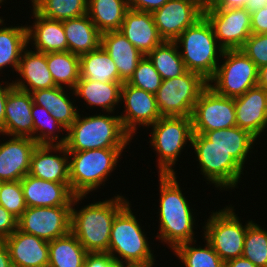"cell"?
<instances>
[{
  "label": "cell",
  "instance_id": "cell-25",
  "mask_svg": "<svg viewBox=\"0 0 267 267\" xmlns=\"http://www.w3.org/2000/svg\"><path fill=\"white\" fill-rule=\"evenodd\" d=\"M32 18L35 19L30 26L27 24L28 45L40 53L68 51V43L63 28V22L51 20L38 14L33 8ZM33 46H35L33 48Z\"/></svg>",
  "mask_w": 267,
  "mask_h": 267
},
{
  "label": "cell",
  "instance_id": "cell-23",
  "mask_svg": "<svg viewBox=\"0 0 267 267\" xmlns=\"http://www.w3.org/2000/svg\"><path fill=\"white\" fill-rule=\"evenodd\" d=\"M120 31L144 56H147L164 40L159 35L152 13L129 9Z\"/></svg>",
  "mask_w": 267,
  "mask_h": 267
},
{
  "label": "cell",
  "instance_id": "cell-2",
  "mask_svg": "<svg viewBox=\"0 0 267 267\" xmlns=\"http://www.w3.org/2000/svg\"><path fill=\"white\" fill-rule=\"evenodd\" d=\"M117 195V196H116ZM76 209L87 196H74L71 208V232L88 253H108L110 233L116 214L129 202L121 193Z\"/></svg>",
  "mask_w": 267,
  "mask_h": 267
},
{
  "label": "cell",
  "instance_id": "cell-13",
  "mask_svg": "<svg viewBox=\"0 0 267 267\" xmlns=\"http://www.w3.org/2000/svg\"><path fill=\"white\" fill-rule=\"evenodd\" d=\"M72 205L27 207L18 218L17 229L47 242L71 232Z\"/></svg>",
  "mask_w": 267,
  "mask_h": 267
},
{
  "label": "cell",
  "instance_id": "cell-46",
  "mask_svg": "<svg viewBox=\"0 0 267 267\" xmlns=\"http://www.w3.org/2000/svg\"><path fill=\"white\" fill-rule=\"evenodd\" d=\"M267 31V6L251 13L252 34H264Z\"/></svg>",
  "mask_w": 267,
  "mask_h": 267
},
{
  "label": "cell",
  "instance_id": "cell-50",
  "mask_svg": "<svg viewBox=\"0 0 267 267\" xmlns=\"http://www.w3.org/2000/svg\"><path fill=\"white\" fill-rule=\"evenodd\" d=\"M0 267H13L7 245L0 240Z\"/></svg>",
  "mask_w": 267,
  "mask_h": 267
},
{
  "label": "cell",
  "instance_id": "cell-9",
  "mask_svg": "<svg viewBox=\"0 0 267 267\" xmlns=\"http://www.w3.org/2000/svg\"><path fill=\"white\" fill-rule=\"evenodd\" d=\"M234 207L230 204L221 210H211L202 227L203 237L224 262L242 257L247 227L253 222L248 220L242 225Z\"/></svg>",
  "mask_w": 267,
  "mask_h": 267
},
{
  "label": "cell",
  "instance_id": "cell-1",
  "mask_svg": "<svg viewBox=\"0 0 267 267\" xmlns=\"http://www.w3.org/2000/svg\"><path fill=\"white\" fill-rule=\"evenodd\" d=\"M158 177L160 205L156 238L172 251L182 243L197 240L194 232L196 220L189 205L191 202L182 193L176 174H159Z\"/></svg>",
  "mask_w": 267,
  "mask_h": 267
},
{
  "label": "cell",
  "instance_id": "cell-28",
  "mask_svg": "<svg viewBox=\"0 0 267 267\" xmlns=\"http://www.w3.org/2000/svg\"><path fill=\"white\" fill-rule=\"evenodd\" d=\"M123 83H102L80 78L76 83L73 96L83 99L88 107L102 108V112L114 113L121 103V86ZM117 105V106H116Z\"/></svg>",
  "mask_w": 267,
  "mask_h": 267
},
{
  "label": "cell",
  "instance_id": "cell-55",
  "mask_svg": "<svg viewBox=\"0 0 267 267\" xmlns=\"http://www.w3.org/2000/svg\"><path fill=\"white\" fill-rule=\"evenodd\" d=\"M204 6H206L211 0H199Z\"/></svg>",
  "mask_w": 267,
  "mask_h": 267
},
{
  "label": "cell",
  "instance_id": "cell-32",
  "mask_svg": "<svg viewBox=\"0 0 267 267\" xmlns=\"http://www.w3.org/2000/svg\"><path fill=\"white\" fill-rule=\"evenodd\" d=\"M79 57L80 78L102 83H124L119 78L114 61L101 46Z\"/></svg>",
  "mask_w": 267,
  "mask_h": 267
},
{
  "label": "cell",
  "instance_id": "cell-44",
  "mask_svg": "<svg viewBox=\"0 0 267 267\" xmlns=\"http://www.w3.org/2000/svg\"><path fill=\"white\" fill-rule=\"evenodd\" d=\"M84 267H123L109 253H88Z\"/></svg>",
  "mask_w": 267,
  "mask_h": 267
},
{
  "label": "cell",
  "instance_id": "cell-34",
  "mask_svg": "<svg viewBox=\"0 0 267 267\" xmlns=\"http://www.w3.org/2000/svg\"><path fill=\"white\" fill-rule=\"evenodd\" d=\"M88 252L72 233L49 242L48 267H84Z\"/></svg>",
  "mask_w": 267,
  "mask_h": 267
},
{
  "label": "cell",
  "instance_id": "cell-11",
  "mask_svg": "<svg viewBox=\"0 0 267 267\" xmlns=\"http://www.w3.org/2000/svg\"><path fill=\"white\" fill-rule=\"evenodd\" d=\"M207 85L200 74L188 70L181 76L163 80L155 94L161 117H192L195 103Z\"/></svg>",
  "mask_w": 267,
  "mask_h": 267
},
{
  "label": "cell",
  "instance_id": "cell-48",
  "mask_svg": "<svg viewBox=\"0 0 267 267\" xmlns=\"http://www.w3.org/2000/svg\"><path fill=\"white\" fill-rule=\"evenodd\" d=\"M248 0H211L203 9L245 8Z\"/></svg>",
  "mask_w": 267,
  "mask_h": 267
},
{
  "label": "cell",
  "instance_id": "cell-26",
  "mask_svg": "<svg viewBox=\"0 0 267 267\" xmlns=\"http://www.w3.org/2000/svg\"><path fill=\"white\" fill-rule=\"evenodd\" d=\"M100 46L114 61L119 78L127 82L144 55L118 30L101 33Z\"/></svg>",
  "mask_w": 267,
  "mask_h": 267
},
{
  "label": "cell",
  "instance_id": "cell-52",
  "mask_svg": "<svg viewBox=\"0 0 267 267\" xmlns=\"http://www.w3.org/2000/svg\"><path fill=\"white\" fill-rule=\"evenodd\" d=\"M267 6V0H248L245 8L251 14Z\"/></svg>",
  "mask_w": 267,
  "mask_h": 267
},
{
  "label": "cell",
  "instance_id": "cell-22",
  "mask_svg": "<svg viewBox=\"0 0 267 267\" xmlns=\"http://www.w3.org/2000/svg\"><path fill=\"white\" fill-rule=\"evenodd\" d=\"M4 241L13 267H48L49 242L18 229Z\"/></svg>",
  "mask_w": 267,
  "mask_h": 267
},
{
  "label": "cell",
  "instance_id": "cell-6",
  "mask_svg": "<svg viewBox=\"0 0 267 267\" xmlns=\"http://www.w3.org/2000/svg\"><path fill=\"white\" fill-rule=\"evenodd\" d=\"M175 42L188 71L200 74L206 81L215 74L224 49L204 15L186 28Z\"/></svg>",
  "mask_w": 267,
  "mask_h": 267
},
{
  "label": "cell",
  "instance_id": "cell-49",
  "mask_svg": "<svg viewBox=\"0 0 267 267\" xmlns=\"http://www.w3.org/2000/svg\"><path fill=\"white\" fill-rule=\"evenodd\" d=\"M2 82L5 84H2ZM13 88L12 82L1 81L0 82V131L4 127L5 118V105L7 101L8 92Z\"/></svg>",
  "mask_w": 267,
  "mask_h": 267
},
{
  "label": "cell",
  "instance_id": "cell-54",
  "mask_svg": "<svg viewBox=\"0 0 267 267\" xmlns=\"http://www.w3.org/2000/svg\"><path fill=\"white\" fill-rule=\"evenodd\" d=\"M155 263H151L148 265H134V266H123V267H154Z\"/></svg>",
  "mask_w": 267,
  "mask_h": 267
},
{
  "label": "cell",
  "instance_id": "cell-38",
  "mask_svg": "<svg viewBox=\"0 0 267 267\" xmlns=\"http://www.w3.org/2000/svg\"><path fill=\"white\" fill-rule=\"evenodd\" d=\"M204 239L205 245L196 247L197 240L182 243L172 252L181 261L183 267H225V262L215 252L211 244ZM194 245V246H193Z\"/></svg>",
  "mask_w": 267,
  "mask_h": 267
},
{
  "label": "cell",
  "instance_id": "cell-35",
  "mask_svg": "<svg viewBox=\"0 0 267 267\" xmlns=\"http://www.w3.org/2000/svg\"><path fill=\"white\" fill-rule=\"evenodd\" d=\"M48 69L56 86L74 89L80 79V57L70 51L46 53Z\"/></svg>",
  "mask_w": 267,
  "mask_h": 267
},
{
  "label": "cell",
  "instance_id": "cell-39",
  "mask_svg": "<svg viewBox=\"0 0 267 267\" xmlns=\"http://www.w3.org/2000/svg\"><path fill=\"white\" fill-rule=\"evenodd\" d=\"M88 0H31L33 8L41 16L63 21L87 14Z\"/></svg>",
  "mask_w": 267,
  "mask_h": 267
},
{
  "label": "cell",
  "instance_id": "cell-47",
  "mask_svg": "<svg viewBox=\"0 0 267 267\" xmlns=\"http://www.w3.org/2000/svg\"><path fill=\"white\" fill-rule=\"evenodd\" d=\"M168 0H127L129 9L153 13Z\"/></svg>",
  "mask_w": 267,
  "mask_h": 267
},
{
  "label": "cell",
  "instance_id": "cell-41",
  "mask_svg": "<svg viewBox=\"0 0 267 267\" xmlns=\"http://www.w3.org/2000/svg\"><path fill=\"white\" fill-rule=\"evenodd\" d=\"M162 81V77L154 68L153 63L147 56H144L137 64L133 75L127 83L149 93L156 94L162 84Z\"/></svg>",
  "mask_w": 267,
  "mask_h": 267
},
{
  "label": "cell",
  "instance_id": "cell-29",
  "mask_svg": "<svg viewBox=\"0 0 267 267\" xmlns=\"http://www.w3.org/2000/svg\"><path fill=\"white\" fill-rule=\"evenodd\" d=\"M203 135L211 142V145L229 152L243 168H246L244 164L248 163L247 157L254 153L251 149L258 140L250 132L238 126L208 131Z\"/></svg>",
  "mask_w": 267,
  "mask_h": 267
},
{
  "label": "cell",
  "instance_id": "cell-51",
  "mask_svg": "<svg viewBox=\"0 0 267 267\" xmlns=\"http://www.w3.org/2000/svg\"><path fill=\"white\" fill-rule=\"evenodd\" d=\"M225 267H257L251 261L244 257H237L235 259L225 262Z\"/></svg>",
  "mask_w": 267,
  "mask_h": 267
},
{
  "label": "cell",
  "instance_id": "cell-7",
  "mask_svg": "<svg viewBox=\"0 0 267 267\" xmlns=\"http://www.w3.org/2000/svg\"><path fill=\"white\" fill-rule=\"evenodd\" d=\"M148 128H151L149 145L158 157V174H176V161L182 149L192 142V117H161Z\"/></svg>",
  "mask_w": 267,
  "mask_h": 267
},
{
  "label": "cell",
  "instance_id": "cell-33",
  "mask_svg": "<svg viewBox=\"0 0 267 267\" xmlns=\"http://www.w3.org/2000/svg\"><path fill=\"white\" fill-rule=\"evenodd\" d=\"M127 0H88L87 15L101 32L119 30L126 12Z\"/></svg>",
  "mask_w": 267,
  "mask_h": 267
},
{
  "label": "cell",
  "instance_id": "cell-42",
  "mask_svg": "<svg viewBox=\"0 0 267 267\" xmlns=\"http://www.w3.org/2000/svg\"><path fill=\"white\" fill-rule=\"evenodd\" d=\"M0 205L17 219L23 214L25 204L21 181L0 182Z\"/></svg>",
  "mask_w": 267,
  "mask_h": 267
},
{
  "label": "cell",
  "instance_id": "cell-8",
  "mask_svg": "<svg viewBox=\"0 0 267 267\" xmlns=\"http://www.w3.org/2000/svg\"><path fill=\"white\" fill-rule=\"evenodd\" d=\"M191 148L196 154L197 168L204 175L207 184H214L219 190L228 191L238 187L244 168L233 156L221 147L211 145L203 134H193ZM242 174V175H241Z\"/></svg>",
  "mask_w": 267,
  "mask_h": 267
},
{
  "label": "cell",
  "instance_id": "cell-20",
  "mask_svg": "<svg viewBox=\"0 0 267 267\" xmlns=\"http://www.w3.org/2000/svg\"><path fill=\"white\" fill-rule=\"evenodd\" d=\"M20 181L27 207H56L73 204L75 195L70 190V183H56L29 174Z\"/></svg>",
  "mask_w": 267,
  "mask_h": 267
},
{
  "label": "cell",
  "instance_id": "cell-21",
  "mask_svg": "<svg viewBox=\"0 0 267 267\" xmlns=\"http://www.w3.org/2000/svg\"><path fill=\"white\" fill-rule=\"evenodd\" d=\"M32 105L31 93L13 87L7 95L4 127L0 135L33 139Z\"/></svg>",
  "mask_w": 267,
  "mask_h": 267
},
{
  "label": "cell",
  "instance_id": "cell-31",
  "mask_svg": "<svg viewBox=\"0 0 267 267\" xmlns=\"http://www.w3.org/2000/svg\"><path fill=\"white\" fill-rule=\"evenodd\" d=\"M4 21L0 16V72L5 67H12L14 70L11 71L17 72L20 57L29 47L27 25L7 27Z\"/></svg>",
  "mask_w": 267,
  "mask_h": 267
},
{
  "label": "cell",
  "instance_id": "cell-4",
  "mask_svg": "<svg viewBox=\"0 0 267 267\" xmlns=\"http://www.w3.org/2000/svg\"><path fill=\"white\" fill-rule=\"evenodd\" d=\"M128 202L115 216L110 233L108 253L122 266L155 263L154 250L145 230ZM150 246V247H149Z\"/></svg>",
  "mask_w": 267,
  "mask_h": 267
},
{
  "label": "cell",
  "instance_id": "cell-15",
  "mask_svg": "<svg viewBox=\"0 0 267 267\" xmlns=\"http://www.w3.org/2000/svg\"><path fill=\"white\" fill-rule=\"evenodd\" d=\"M120 101L121 105L124 103L125 110L120 113L119 117L123 128L132 138L138 127L148 128L161 118L155 94L134 87L127 82L121 86Z\"/></svg>",
  "mask_w": 267,
  "mask_h": 267
},
{
  "label": "cell",
  "instance_id": "cell-27",
  "mask_svg": "<svg viewBox=\"0 0 267 267\" xmlns=\"http://www.w3.org/2000/svg\"><path fill=\"white\" fill-rule=\"evenodd\" d=\"M67 89L56 86L31 92L33 103L45 108L66 130L76 121L80 112L78 106L73 105L75 102L70 99L71 95H68L74 93V90L70 89L69 92Z\"/></svg>",
  "mask_w": 267,
  "mask_h": 267
},
{
  "label": "cell",
  "instance_id": "cell-24",
  "mask_svg": "<svg viewBox=\"0 0 267 267\" xmlns=\"http://www.w3.org/2000/svg\"><path fill=\"white\" fill-rule=\"evenodd\" d=\"M28 49L27 47L20 57L16 72L20 78L12 80L13 87L29 93L56 87L48 69L46 54Z\"/></svg>",
  "mask_w": 267,
  "mask_h": 267
},
{
  "label": "cell",
  "instance_id": "cell-5",
  "mask_svg": "<svg viewBox=\"0 0 267 267\" xmlns=\"http://www.w3.org/2000/svg\"><path fill=\"white\" fill-rule=\"evenodd\" d=\"M126 148H100L68 151L70 190L75 196H88L105 186Z\"/></svg>",
  "mask_w": 267,
  "mask_h": 267
},
{
  "label": "cell",
  "instance_id": "cell-16",
  "mask_svg": "<svg viewBox=\"0 0 267 267\" xmlns=\"http://www.w3.org/2000/svg\"><path fill=\"white\" fill-rule=\"evenodd\" d=\"M203 8L199 0H168L152 13L159 35L164 41H175L203 16Z\"/></svg>",
  "mask_w": 267,
  "mask_h": 267
},
{
  "label": "cell",
  "instance_id": "cell-37",
  "mask_svg": "<svg viewBox=\"0 0 267 267\" xmlns=\"http://www.w3.org/2000/svg\"><path fill=\"white\" fill-rule=\"evenodd\" d=\"M31 115L33 119V140L38 145H65L66 135L61 136L60 132L63 134L64 131L65 134L66 129L51 116V113L33 103Z\"/></svg>",
  "mask_w": 267,
  "mask_h": 267
},
{
  "label": "cell",
  "instance_id": "cell-36",
  "mask_svg": "<svg viewBox=\"0 0 267 267\" xmlns=\"http://www.w3.org/2000/svg\"><path fill=\"white\" fill-rule=\"evenodd\" d=\"M147 57L162 80L181 76L187 71L175 41H163Z\"/></svg>",
  "mask_w": 267,
  "mask_h": 267
},
{
  "label": "cell",
  "instance_id": "cell-18",
  "mask_svg": "<svg viewBox=\"0 0 267 267\" xmlns=\"http://www.w3.org/2000/svg\"><path fill=\"white\" fill-rule=\"evenodd\" d=\"M28 174L56 183H70L69 154L66 146L37 145L31 156Z\"/></svg>",
  "mask_w": 267,
  "mask_h": 267
},
{
  "label": "cell",
  "instance_id": "cell-14",
  "mask_svg": "<svg viewBox=\"0 0 267 267\" xmlns=\"http://www.w3.org/2000/svg\"><path fill=\"white\" fill-rule=\"evenodd\" d=\"M224 50L241 49L251 36V14L246 8L203 9Z\"/></svg>",
  "mask_w": 267,
  "mask_h": 267
},
{
  "label": "cell",
  "instance_id": "cell-40",
  "mask_svg": "<svg viewBox=\"0 0 267 267\" xmlns=\"http://www.w3.org/2000/svg\"><path fill=\"white\" fill-rule=\"evenodd\" d=\"M242 257L257 267H267V230L254 221L247 227Z\"/></svg>",
  "mask_w": 267,
  "mask_h": 267
},
{
  "label": "cell",
  "instance_id": "cell-17",
  "mask_svg": "<svg viewBox=\"0 0 267 267\" xmlns=\"http://www.w3.org/2000/svg\"><path fill=\"white\" fill-rule=\"evenodd\" d=\"M38 144L28 137L0 140V182L20 181L29 173L31 156Z\"/></svg>",
  "mask_w": 267,
  "mask_h": 267
},
{
  "label": "cell",
  "instance_id": "cell-12",
  "mask_svg": "<svg viewBox=\"0 0 267 267\" xmlns=\"http://www.w3.org/2000/svg\"><path fill=\"white\" fill-rule=\"evenodd\" d=\"M192 126L193 134L235 127L234 98L220 95L207 85L195 103Z\"/></svg>",
  "mask_w": 267,
  "mask_h": 267
},
{
  "label": "cell",
  "instance_id": "cell-10",
  "mask_svg": "<svg viewBox=\"0 0 267 267\" xmlns=\"http://www.w3.org/2000/svg\"><path fill=\"white\" fill-rule=\"evenodd\" d=\"M221 59L207 81L216 93L237 98L257 85L259 68L240 49L224 50Z\"/></svg>",
  "mask_w": 267,
  "mask_h": 267
},
{
  "label": "cell",
  "instance_id": "cell-19",
  "mask_svg": "<svg viewBox=\"0 0 267 267\" xmlns=\"http://www.w3.org/2000/svg\"><path fill=\"white\" fill-rule=\"evenodd\" d=\"M236 126L260 139L267 128V91L256 85L234 98Z\"/></svg>",
  "mask_w": 267,
  "mask_h": 267
},
{
  "label": "cell",
  "instance_id": "cell-3",
  "mask_svg": "<svg viewBox=\"0 0 267 267\" xmlns=\"http://www.w3.org/2000/svg\"><path fill=\"white\" fill-rule=\"evenodd\" d=\"M108 114L83 116L79 112L76 121L66 130L67 151L128 147L133 138L123 128L119 115Z\"/></svg>",
  "mask_w": 267,
  "mask_h": 267
},
{
  "label": "cell",
  "instance_id": "cell-45",
  "mask_svg": "<svg viewBox=\"0 0 267 267\" xmlns=\"http://www.w3.org/2000/svg\"><path fill=\"white\" fill-rule=\"evenodd\" d=\"M18 219L0 205V240L9 237L17 229Z\"/></svg>",
  "mask_w": 267,
  "mask_h": 267
},
{
  "label": "cell",
  "instance_id": "cell-53",
  "mask_svg": "<svg viewBox=\"0 0 267 267\" xmlns=\"http://www.w3.org/2000/svg\"><path fill=\"white\" fill-rule=\"evenodd\" d=\"M257 85L267 91V64L259 68Z\"/></svg>",
  "mask_w": 267,
  "mask_h": 267
},
{
  "label": "cell",
  "instance_id": "cell-43",
  "mask_svg": "<svg viewBox=\"0 0 267 267\" xmlns=\"http://www.w3.org/2000/svg\"><path fill=\"white\" fill-rule=\"evenodd\" d=\"M258 68L267 64V35L251 34L240 49Z\"/></svg>",
  "mask_w": 267,
  "mask_h": 267
},
{
  "label": "cell",
  "instance_id": "cell-30",
  "mask_svg": "<svg viewBox=\"0 0 267 267\" xmlns=\"http://www.w3.org/2000/svg\"><path fill=\"white\" fill-rule=\"evenodd\" d=\"M63 28L68 43V51L82 55L97 49L101 44V32L90 17L85 14L63 20Z\"/></svg>",
  "mask_w": 267,
  "mask_h": 267
}]
</instances>
